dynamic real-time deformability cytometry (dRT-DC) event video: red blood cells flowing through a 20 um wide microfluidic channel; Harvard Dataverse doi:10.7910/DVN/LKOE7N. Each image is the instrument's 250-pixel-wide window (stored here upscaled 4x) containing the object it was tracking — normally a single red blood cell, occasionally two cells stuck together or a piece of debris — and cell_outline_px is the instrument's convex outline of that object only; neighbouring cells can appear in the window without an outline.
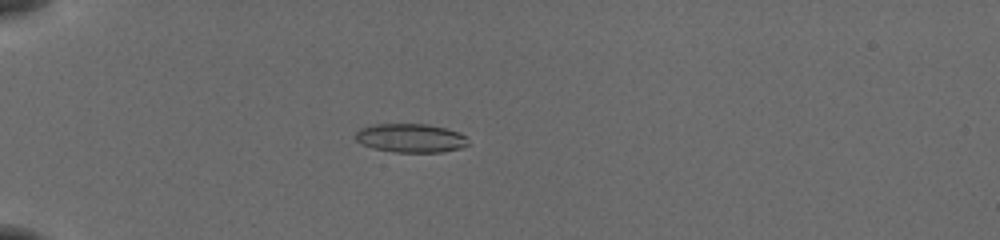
{"species": "common noctule bat (a hibernating species)", "species_latin": "Nyctalus noctula", "temperature_condition": "cold", "stored_images_in_passage": 50, "camera_frame_rate_fps": 3000, "um_per_image_px": 0.085, "animal": {"sex": "female", "body_mass_g": 19.5, "forearm_length_mm": 54.1}, "frame": {"image": 1, "passage_image": 12, "time_ms": 3.667, "image_size_px": [1000, 240], "cell_outline_px": [[468, 144], [460, 148], [440, 152], [396, 152], [372, 148], [356, 140], [356, 132], [360, 128], [372, 124], [428, 124], [460, 132], [468, 136]], "centroid_in_image_um": [34.93, 11.73], "position_along_channel_um": 50.1, "area_um2": 18.9}}
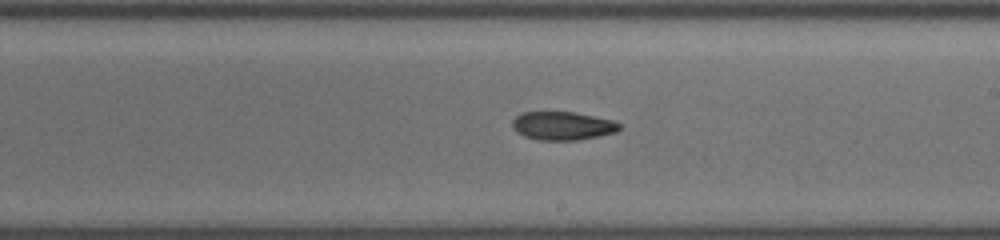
{"frame": {"image": 2, "passage_image": 29, "time_ms": 9.333, "image_size_px": [1000, 240], "cell_outline_px": [[620, 128], [616, 132], [600, 136], [576, 140], [540, 140], [524, 136], [516, 132], [512, 128], [512, 120], [520, 112], [576, 112], [612, 120], [620, 124]], "centroid_in_image_um": [47.79, 10.69], "position_along_channel_um": 241.2, "area_um2": 17.8}}
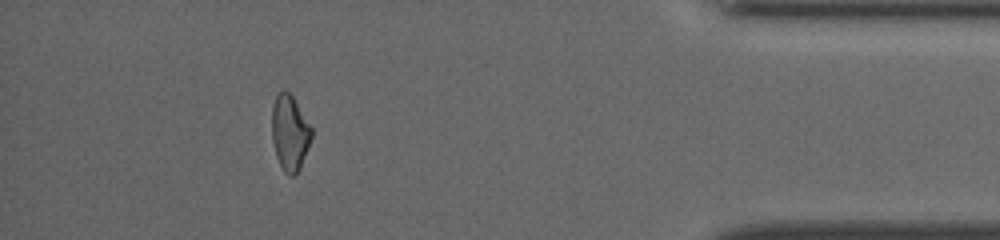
{"frame": {"image": 3, "passage_image": 45, "time_ms": 14.667, "image_size_px": [1000, 240], "cell_outline_px": [[312, 136], [300, 168], [292, 176], [288, 176], [284, 172], [276, 156], [272, 140], [272, 108], [276, 92], [284, 88], [292, 96], [312, 128]], "centroid_in_image_um": [24.61, 11.26], "position_along_channel_um": 410.6, "area_um2": 17.4}, "authors_computed_cell_mechanics": {"area_um2": 18.4382, "velocity_mm_per_s": 3.9097, "shape_relaxation_time_tau1_ms": null, "shape_relaxation_time_tau2_ms": 7.4361, "deformation_change_tau1": null, "deformation_change_tau2": 0.1659}}